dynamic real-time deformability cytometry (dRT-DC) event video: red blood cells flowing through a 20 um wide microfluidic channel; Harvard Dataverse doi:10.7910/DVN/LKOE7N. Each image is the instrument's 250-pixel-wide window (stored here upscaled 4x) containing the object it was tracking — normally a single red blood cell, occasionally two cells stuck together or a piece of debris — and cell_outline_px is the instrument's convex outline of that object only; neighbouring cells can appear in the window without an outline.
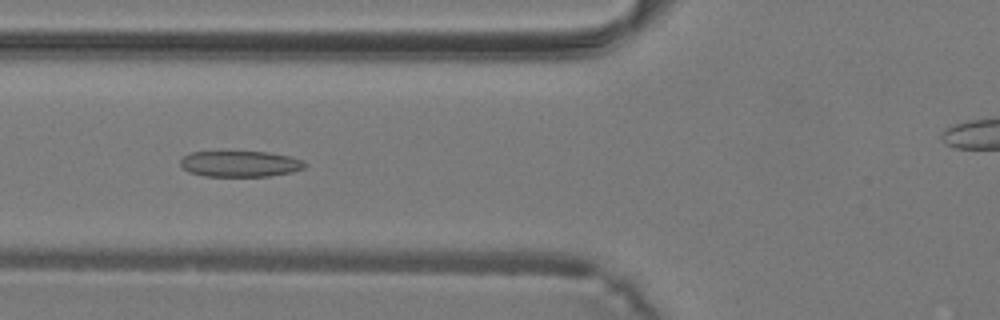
{"species": "common noctule bat (a hibernating species)", "species_latin": "Nyctalus noctula", "temperature_condition": "warm", "stored_images_in_passage": 42, "camera_frame_rate_fps": 3000, "um_per_image_px": 0.085, "animal": {"sex": "male", "body_mass_g": 19.2, "forearm_length_mm": 51.8}, "frame": {"image": 1, "passage_image": 17, "time_ms": 5.333, "image_size_px": [1000, 320], "cell_outline_px": [[308, 164], [304, 168], [292, 172], [268, 176], [204, 176], [188, 172], [180, 164], [180, 160], [184, 156], [192, 152], [268, 152], [288, 156], [304, 160]], "centroid_in_image_um": [20.43, 13.93], "position_along_channel_um": 105.4, "area_um2": 18.79}}
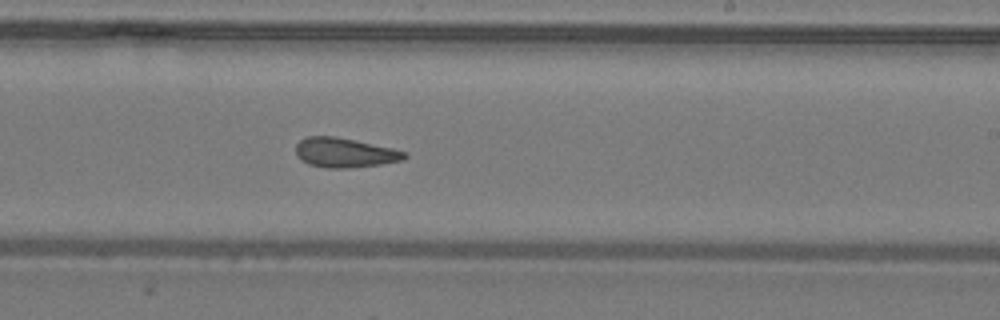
{"frame": {"image": 2, "passage_image": 26, "time_ms": 8.333, "image_size_px": [1000, 320], "cell_outline_px": [[408, 156], [404, 160], [380, 164], [348, 168], [324, 168], [308, 164], [300, 160], [296, 152], [296, 144], [300, 140], [308, 136], [336, 136], [392, 148], [408, 152]], "centroid_in_image_um": [29.3, 12.98], "position_along_channel_um": 259.7, "area_um2": 18.84}}
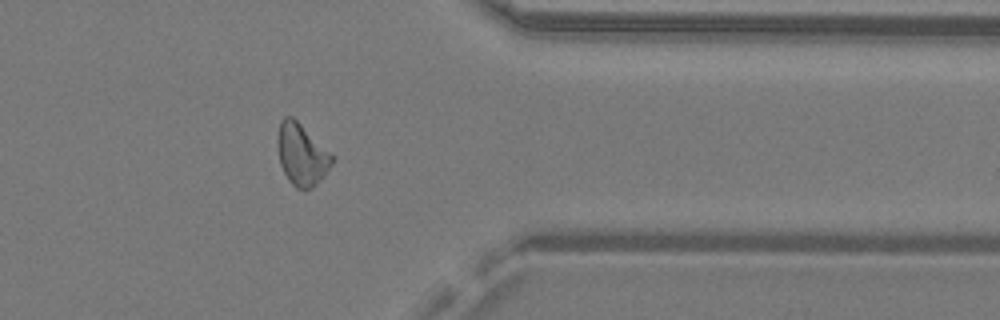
{"frame": {"image": 3, "passage_image": 34, "time_ms": 11.0, "image_size_px": [1000, 320], "cell_outline_px": [[332, 164], [324, 176], [312, 188], [296, 188], [288, 180], [280, 164], [276, 144], [276, 140], [280, 120], [284, 116], [292, 116], [332, 156]], "centroid_in_image_um": [25.58, 13.14], "position_along_channel_um": 385.8, "area_um2": 19.19}}